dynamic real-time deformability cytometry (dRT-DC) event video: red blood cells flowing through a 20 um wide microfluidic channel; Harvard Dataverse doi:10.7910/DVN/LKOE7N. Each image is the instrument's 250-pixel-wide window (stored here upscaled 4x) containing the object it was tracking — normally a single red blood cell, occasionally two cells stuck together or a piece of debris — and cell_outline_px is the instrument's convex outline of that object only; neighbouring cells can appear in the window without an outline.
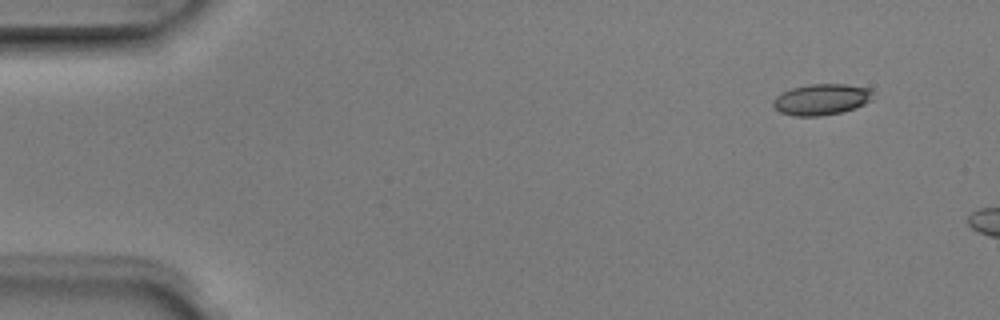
{"species": "Egyptian fruit bat (a non-hibernating species)", "species_latin": "Rousettus aegyptiacus", "temperature_condition": "room temperature", "stored_images_in_passage": 3, "camera_frame_rate_fps": 3000, "um_per_image_px": 0.085, "animal": {"sex": "male"}, "frame": {"image": 1, "passage_image": 1, "time_ms": 0.0, "image_size_px": [1000, 320], "cell_outline_px": [[872, 100], [856, 108], [840, 112], [820, 116], [792, 116], [780, 112], [772, 104], [772, 100], [776, 96], [792, 88], [808, 84], [844, 84], [872, 88]], "centroid_in_image_um": [69.83, 8.45], "position_along_channel_um": 15.2, "area_um2": 18.15}}